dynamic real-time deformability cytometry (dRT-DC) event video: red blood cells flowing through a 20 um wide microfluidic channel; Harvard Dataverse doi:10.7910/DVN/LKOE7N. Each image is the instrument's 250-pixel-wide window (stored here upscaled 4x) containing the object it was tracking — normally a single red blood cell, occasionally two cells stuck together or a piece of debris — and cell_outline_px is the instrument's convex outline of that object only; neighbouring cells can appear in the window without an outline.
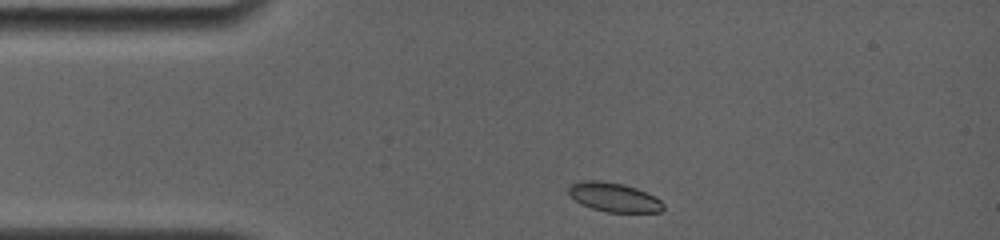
{"species": "common noctule bat (a hibernating species)", "species_latin": "Nyctalus noctula", "temperature_condition": "room temperature", "stored_images_in_passage": 19, "camera_frame_rate_fps": 4000, "um_per_image_px": 0.085, "animal": {"sex": "female", "body_mass_g": 19.0, "forearm_length_mm": 56.7}, "frame": {"image": 1, "passage_image": 1, "time_ms": 0.0, "image_size_px": [1000, 240], "cell_outline_px": [[664, 208], [660, 212], [608, 212], [592, 208], [580, 204], [568, 192], [568, 188], [572, 184], [584, 180], [600, 180], [624, 184], [636, 188], [660, 200], [664, 204]], "centroid_in_image_um": [52.18, 16.76], "position_along_channel_um": 32.8, "area_um2": 15.9}}
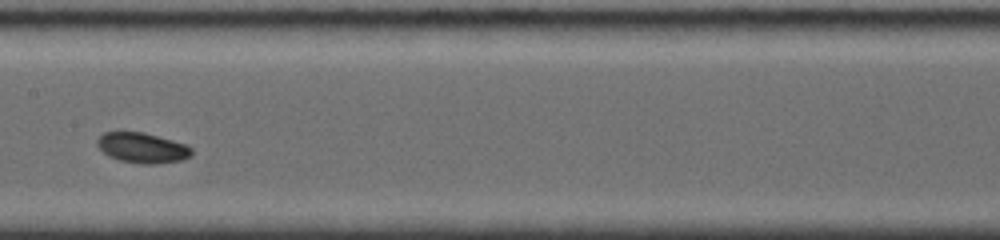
{"frame": {"image": 2, "passage_image": 14, "time_ms": 5.25, "image_size_px": [1000, 240], "cell_outline_px": [[192, 156], [180, 160], [156, 164], [140, 164], [120, 160], [108, 156], [96, 144], [96, 140], [104, 132], [144, 132], [188, 144], [192, 148]], "centroid_in_image_um": [12.12, 12.56], "position_along_channel_um": 195.3, "area_um2": 16.76}}
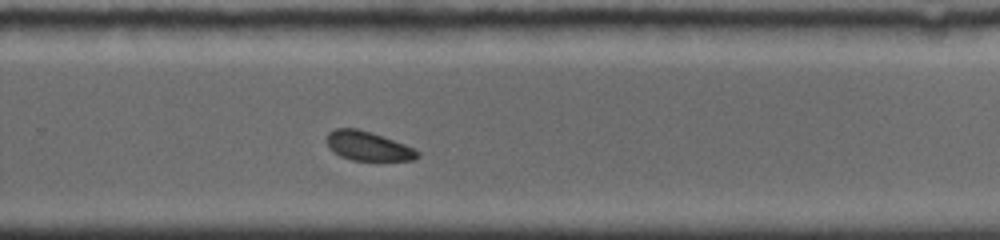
{"frame": {"image": 3, "passage_image": 19, "time_ms": 8.0, "image_size_px": [1000, 240], "cell_outline_px": [[420, 156], [412, 160], [352, 160], [340, 156], [332, 152], [324, 140], [328, 132], [336, 128], [356, 128], [372, 132], [404, 144], [420, 152]], "centroid_in_image_um": [31.22, 12.4], "position_along_channel_um": 298.6, "area_um2": 15.55}}